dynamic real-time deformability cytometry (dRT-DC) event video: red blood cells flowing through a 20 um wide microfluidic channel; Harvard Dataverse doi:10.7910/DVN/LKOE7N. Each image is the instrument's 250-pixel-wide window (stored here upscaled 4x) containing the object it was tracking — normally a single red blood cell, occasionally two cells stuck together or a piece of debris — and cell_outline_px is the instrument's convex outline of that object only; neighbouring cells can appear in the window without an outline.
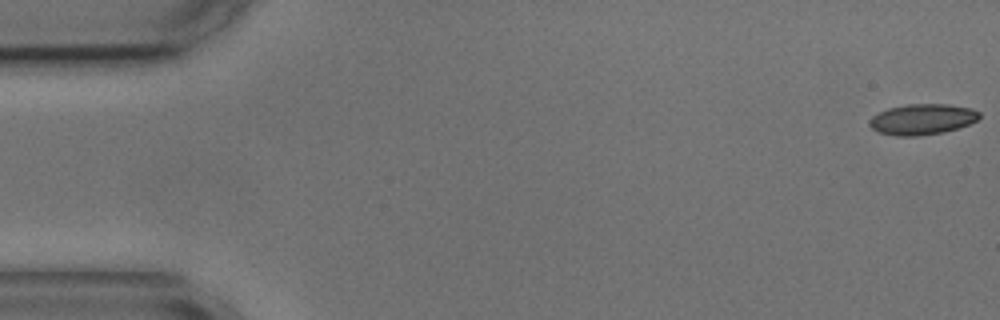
{"species": "common noctule bat (a hibernating species)", "species_latin": "Nyctalus noctula", "temperature_condition": "cold", "stored_images_in_passage": 55, "camera_frame_rate_fps": 3000, "um_per_image_px": 0.085, "animal": {"sex": "male", "body_mass_g": 17.9, "forearm_length_mm": 54.2}, "frame": {"image": 1, "passage_image": 1, "time_ms": 0.0, "image_size_px": [1000, 320], "cell_outline_px": [[980, 116], [976, 120], [968, 124], [944, 132], [916, 136], [896, 136], [880, 132], [872, 128], [868, 124], [868, 120], [872, 116], [888, 108], [908, 104], [948, 104], [972, 108], [980, 112]], "centroid_in_image_um": [78.38, 10.13], "position_along_channel_um": 6.6, "area_um2": 19.59}}
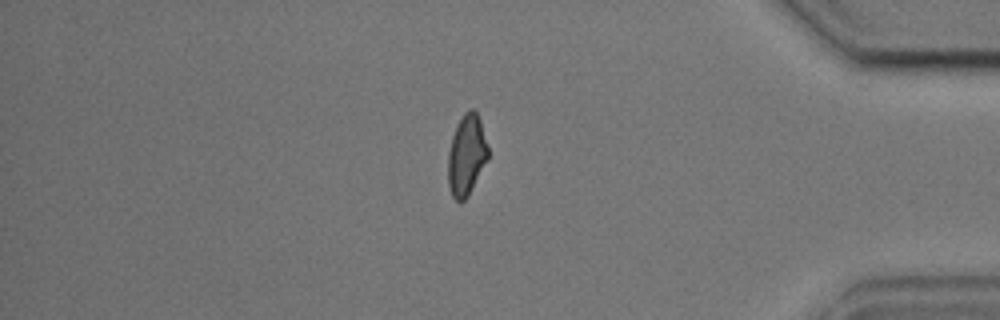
{"frame": {"image": 2, "passage_image": 47, "time_ms": 15.333, "image_size_px": [1000, 320], "cell_outline_px": [[488, 160], [468, 196], [464, 200], [456, 200], [452, 196], [448, 184], [448, 152], [452, 136], [456, 124], [464, 112], [468, 108], [472, 108], [476, 112], [480, 120], [488, 148]], "centroid_in_image_um": [39.65, 13.16], "position_along_channel_um": 395.6, "area_um2": 18.9}}
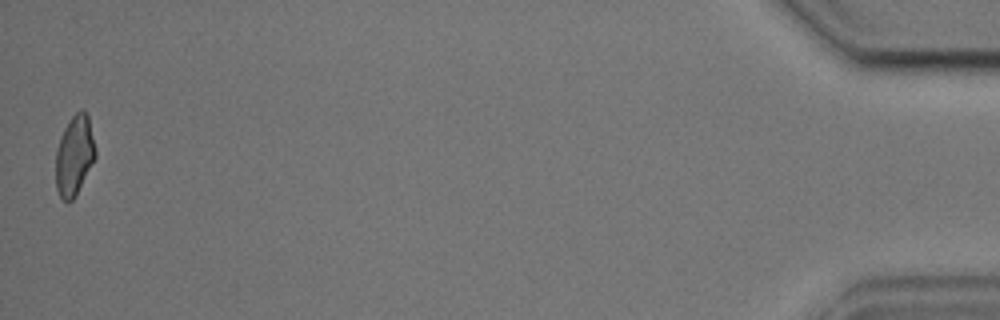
{"frame": {"image": 3, "passage_image": 55, "time_ms": 18.0, "image_size_px": [1000, 320], "cell_outline_px": [[96, 156], [76, 196], [68, 204], [60, 196], [56, 188], [56, 148], [60, 136], [64, 128], [72, 116], [80, 108], [84, 108], [88, 116], [96, 148]], "centroid_in_image_um": [6.32, 13.2], "position_along_channel_um": 428.9, "area_um2": 18.67}, "authors_computed_cell_mechanics": {"area_um2": 19.363, "velocity_mm_per_s": 3.5947, "shape_relaxation_time_tau1_ms": 6.5882, "shape_relaxation_time_tau2_ms": 2.4439, "deformation_change_tau1": 0.1242, "deformation_change_tau2": 0.0641}}